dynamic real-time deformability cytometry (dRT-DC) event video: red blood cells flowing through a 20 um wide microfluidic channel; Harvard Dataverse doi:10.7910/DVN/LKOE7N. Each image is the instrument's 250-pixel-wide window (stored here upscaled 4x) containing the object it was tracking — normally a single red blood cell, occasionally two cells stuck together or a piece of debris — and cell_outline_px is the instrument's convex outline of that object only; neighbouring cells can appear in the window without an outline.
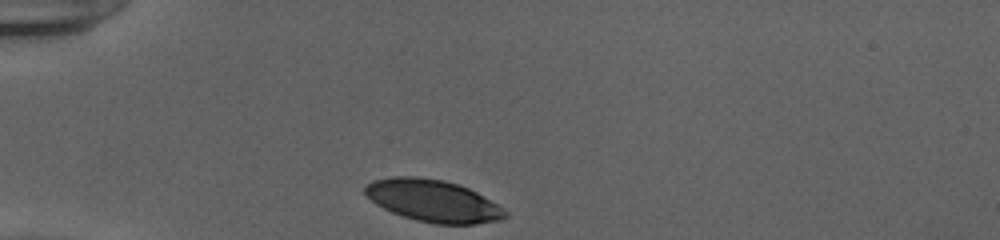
{"species": "human", "species_latin": "Homo sapiens", "temperature_condition": "cold", "stored_images_in_passage": 30, "camera_frame_rate_fps": 3000, "um_per_image_px": 0.085, "donor": {"sex": "female"}, "frame": {"image": 1, "passage_image": 1, "time_ms": 0.0, "image_size_px": [1000, 240], "cell_outline_px": [[508, 216], [500, 220], [476, 224], [436, 224], [416, 220], [392, 212], [376, 204], [364, 192], [364, 184], [372, 180], [392, 176], [416, 176], [444, 180], [468, 188], [476, 192], [504, 208], [508, 212]], "centroid_in_image_um": [36.81, 17.06], "position_along_channel_um": 48.2, "area_um2": 34.39}}
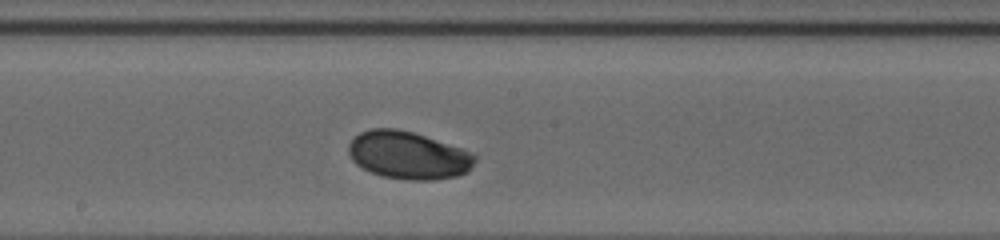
{"frame": {"image": 2, "passage_image": 16, "time_ms": 5.0, "image_size_px": [1000, 240], "cell_outline_px": [[476, 160], [468, 172], [456, 176], [432, 180], [404, 180], [380, 176], [356, 164], [352, 160], [348, 152], [348, 144], [360, 132], [372, 128], [396, 128], [412, 132], [460, 148], [476, 156]], "centroid_in_image_um": [34.67, 13.21], "position_along_channel_um": 213.5, "area_um2": 34.91}}
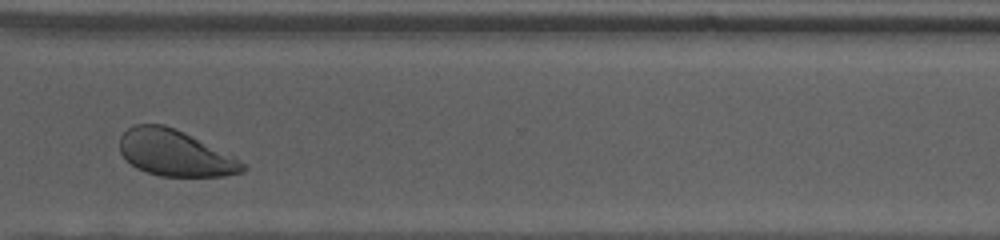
{"frame": {"image": 3, "passage_image": 27, "time_ms": 8.667, "image_size_px": [1000, 240], "cell_outline_px": [[248, 168], [244, 172], [224, 176], [160, 176], [136, 168], [120, 152], [120, 136], [128, 128], [136, 124], [164, 124], [184, 132], [232, 156], [244, 164]], "centroid_in_image_um": [14.86, 13.01], "position_along_channel_um": 355.7, "area_um2": 32.66}, "authors_computed_cell_mechanics": {"area_um2": 34.7956, "velocity_mm_per_s": 3.8802, "shape_relaxation_time_tau1_ms": 1.9512, "shape_relaxation_time_tau2_ms": null, "deformation_change_tau1": 0.1279, "deformation_change_tau2": null}}